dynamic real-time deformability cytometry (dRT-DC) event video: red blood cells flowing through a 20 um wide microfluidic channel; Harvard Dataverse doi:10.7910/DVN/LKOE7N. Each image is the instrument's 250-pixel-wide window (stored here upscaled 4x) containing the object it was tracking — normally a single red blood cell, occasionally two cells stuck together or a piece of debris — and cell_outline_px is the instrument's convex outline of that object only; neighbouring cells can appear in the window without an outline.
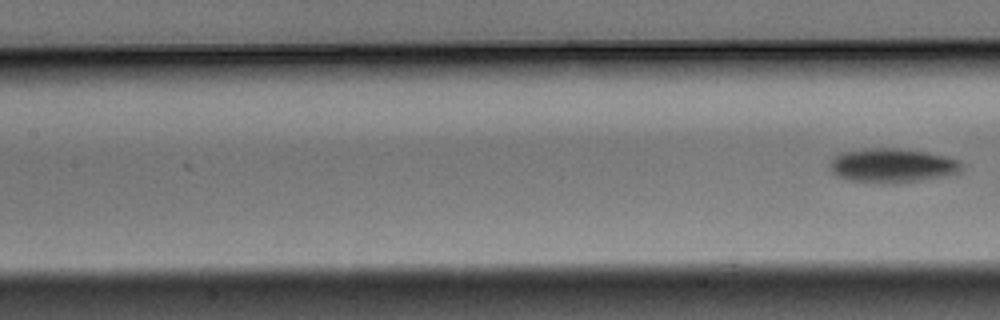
{"species": "Egyptian fruit bat (a non-hibernating species)", "species_latin": "Rousettus aegyptiacus", "temperature_condition": "warm", "stored_images_in_passage": 9, "segment_of_instrument_passage": [2, 2], "camera_frame_rate_fps": 3000, "um_per_image_px": 0.085, "animal": {"sex": "male"}, "frame": {"image": 1, "passage_image": 9, "time_ms": 2.667, "image_size_px": [1000, 320], "cell_outline_px": [[960, 172], [944, 176], [892, 184], [884, 184], [848, 180], [836, 176], [828, 168], [828, 160], [840, 152], [864, 148], [900, 148], [928, 152], [960, 160]], "centroid_in_image_um": [75.74, 14.06], "position_along_channel_um": 131.7, "area_um2": 26.65}}